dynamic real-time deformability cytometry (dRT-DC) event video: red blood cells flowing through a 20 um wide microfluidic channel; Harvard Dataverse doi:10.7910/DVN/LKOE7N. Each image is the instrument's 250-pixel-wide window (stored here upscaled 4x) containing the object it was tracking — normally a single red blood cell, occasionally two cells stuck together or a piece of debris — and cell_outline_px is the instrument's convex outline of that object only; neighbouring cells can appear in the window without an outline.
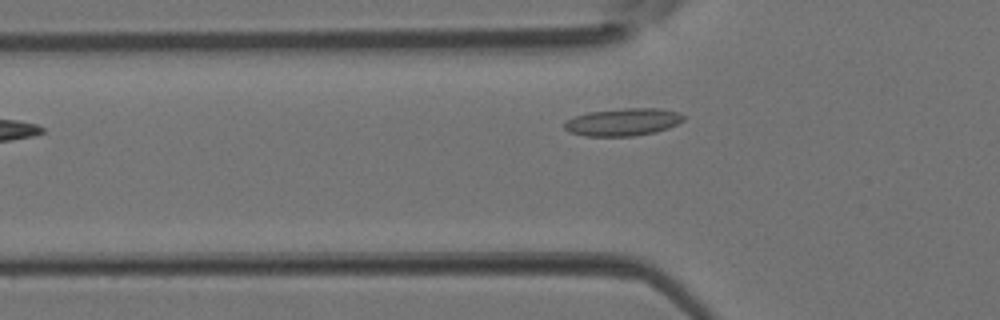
{"species": "Egyptian fruit bat (a non-hibernating species)", "species_latin": "Rousettus aegyptiacus", "temperature_condition": "room temperature", "stored_images_in_passage": 3, "segment_of_instrument_passage": [1, 2], "camera_frame_rate_fps": 3000, "um_per_image_px": 0.085, "animal": {"sex": "female"}, "frame": {"image": 1, "passage_image": 2, "time_ms": 0.333, "image_size_px": [1000, 320], "cell_outline_px": [[684, 120], [668, 128], [656, 132], [632, 136], [584, 136], [568, 132], [564, 128], [564, 124], [568, 120], [576, 116], [588, 112], [624, 108], [660, 108], [680, 112], [684, 116]], "centroid_in_image_um": [52.97, 10.37], "position_along_channel_um": 72.8, "area_um2": 19.13}}